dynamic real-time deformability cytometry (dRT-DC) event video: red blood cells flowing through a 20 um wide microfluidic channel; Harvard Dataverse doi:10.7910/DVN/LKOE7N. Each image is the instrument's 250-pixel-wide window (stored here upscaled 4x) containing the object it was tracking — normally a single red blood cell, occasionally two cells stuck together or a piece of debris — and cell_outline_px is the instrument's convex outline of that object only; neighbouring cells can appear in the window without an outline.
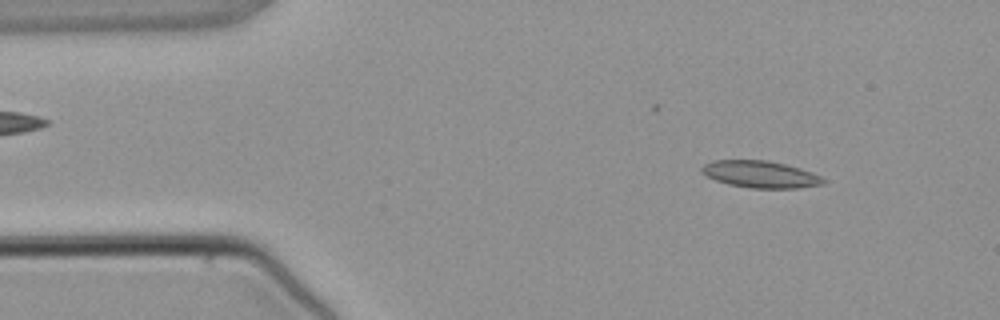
{"species": "common noctule bat (a hibernating species)", "species_latin": "Nyctalus noctula", "temperature_condition": "warm", "stored_images_in_passage": 3, "camera_frame_rate_fps": 3000, "um_per_image_px": 0.085, "animal": {"sex": "male", "body_mass_g": 21.5, "forearm_length_mm": 52.0}, "frame": {"image": 1, "passage_image": 1, "time_ms": 0.0, "image_size_px": [1000, 320], "cell_outline_px": [[828, 180], [824, 184], [800, 188], [748, 188], [728, 184], [716, 180], [700, 172], [700, 168], [704, 164], [712, 160], [768, 160], [800, 168], [812, 172]], "centroid_in_image_um": [64.64, 14.82], "position_along_channel_um": 20.4, "area_um2": 19.25}}
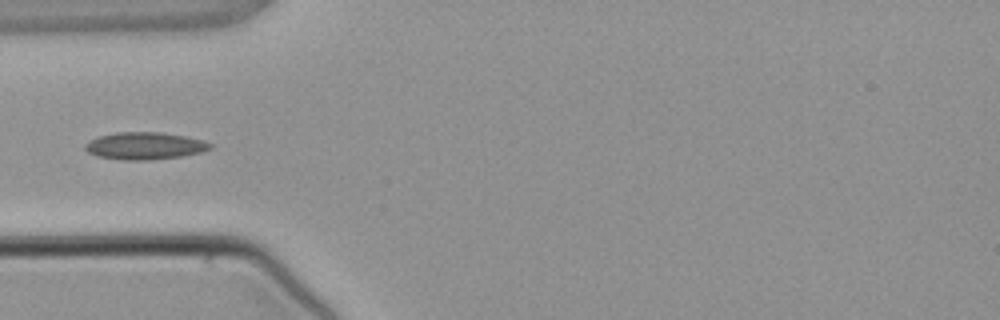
{"frame": {"image": 2, "passage_image": 3, "time_ms": 2.667, "image_size_px": [1000, 320], "cell_outline_px": [[212, 148], [200, 152], [180, 156], [148, 160], [124, 160], [96, 156], [88, 152], [84, 148], [84, 144], [100, 136], [116, 132], [160, 132], [188, 136], [204, 140], [212, 144]], "centroid_in_image_um": [12.32, 12.39], "position_along_channel_um": 72.7, "area_um2": 19.83}}